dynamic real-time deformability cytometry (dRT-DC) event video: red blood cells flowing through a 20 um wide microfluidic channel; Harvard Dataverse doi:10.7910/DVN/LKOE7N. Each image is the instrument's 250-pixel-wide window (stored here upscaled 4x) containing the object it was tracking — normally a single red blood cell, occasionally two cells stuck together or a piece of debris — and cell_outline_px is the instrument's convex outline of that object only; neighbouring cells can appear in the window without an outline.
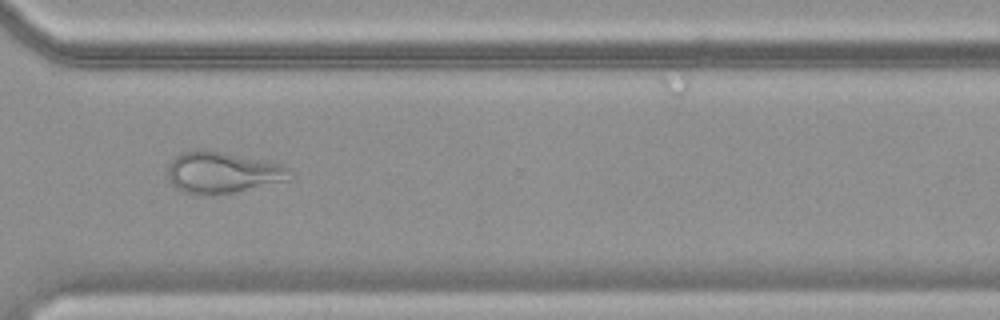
{"species": "common noctule bat (a hibernating species)", "species_latin": "Nyctalus noctula", "temperature_condition": "warm", "stored_images_in_passage": 53, "camera_frame_rate_fps": 3000, "um_per_image_px": 0.085, "animal": {"sex": "female", "body_mass_g": 19.9}, "frame": {"image": 1, "passage_image": 40, "time_ms": 13.0, "image_size_px": [1000, 320], "cell_outline_px": [[288, 180], [236, 192], [212, 196], [196, 196], [184, 192], [176, 188], [168, 180], [168, 164], [180, 152], [196, 148], [204, 148], [284, 164], [288, 168]], "centroid_in_image_um": [18.84, 14.66], "position_along_channel_um": 351.8, "area_um2": 30.06}}
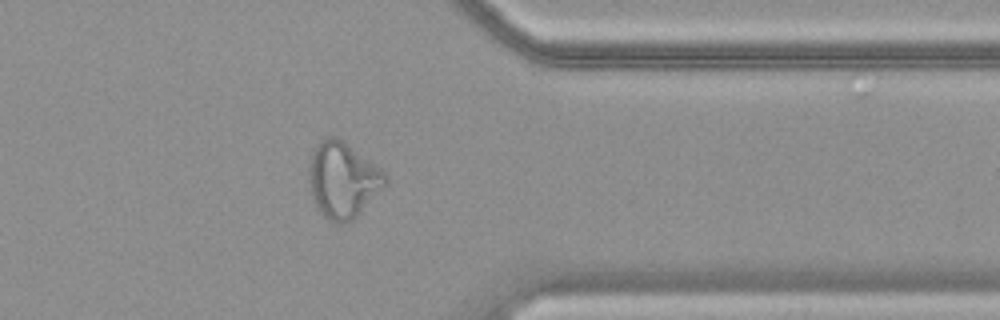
{"frame": {"image": 2, "passage_image": 43, "time_ms": 14.0, "image_size_px": [1000, 320], "cell_outline_px": [[388, 184], [352, 220], [340, 224], [328, 220], [316, 208], [312, 196], [308, 180], [308, 168], [312, 152], [320, 140], [328, 136], [336, 136], [344, 140], [376, 164], [388, 176]], "centroid_in_image_um": [29.14, 15.28], "position_along_channel_um": 382.3, "area_um2": 34.1}}
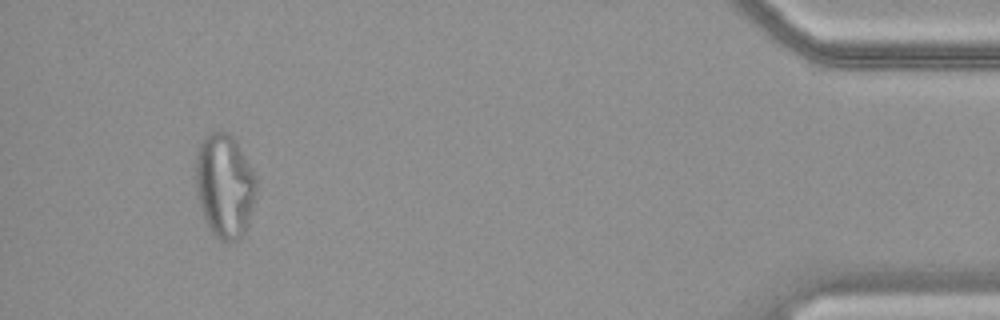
{"frame": {"image": 3, "passage_image": 50, "time_ms": 16.333, "image_size_px": [1000, 320], "cell_outline_px": [[256, 192], [252, 208], [244, 232], [236, 240], [220, 240], [212, 232], [200, 208], [196, 192], [196, 152], [204, 136], [208, 132], [228, 132], [236, 140], [252, 168], [256, 176]], "centroid_in_image_um": [19.08, 15.73], "position_along_channel_um": 416.1, "area_um2": 36.47}}